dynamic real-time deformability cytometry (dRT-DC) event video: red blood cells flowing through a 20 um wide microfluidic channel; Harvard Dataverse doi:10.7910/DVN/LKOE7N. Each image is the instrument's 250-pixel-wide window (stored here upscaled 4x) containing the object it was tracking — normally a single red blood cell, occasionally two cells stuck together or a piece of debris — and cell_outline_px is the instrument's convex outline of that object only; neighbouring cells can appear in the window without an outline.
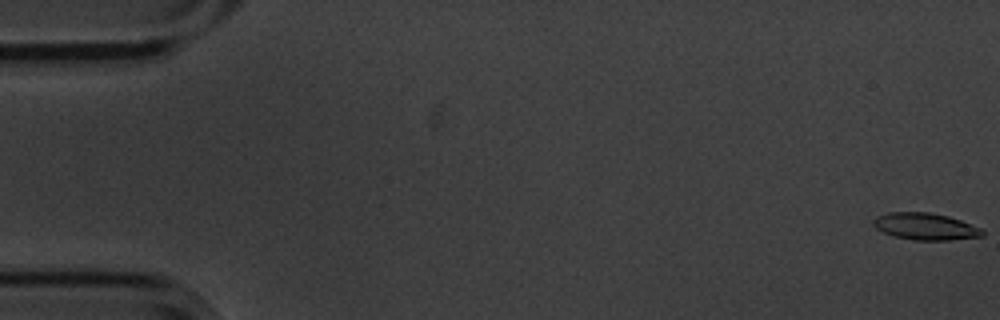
{"species": "common noctule bat (a hibernating species)", "species_latin": "Nyctalus noctula", "temperature_condition": "cold", "stored_images_in_passage": 58, "segment_of_instrument_passage": [1, 2], "camera_frame_rate_fps": 3000, "um_per_image_px": 0.085, "animal": {"sex": "male", "body_mass_g": 20.1, "forearm_length_mm": 53.5}, "frame": {"image": 1, "passage_image": 1, "time_ms": 0.0, "image_size_px": [1000, 320], "cell_outline_px": [[984, 236], [948, 240], [912, 240], [892, 236], [876, 228], [872, 224], [872, 220], [876, 216], [888, 212], [928, 212], [948, 216], [984, 228]], "centroid_in_image_um": [78.66, 19.25], "position_along_channel_um": 6.3, "area_um2": 17.28}}
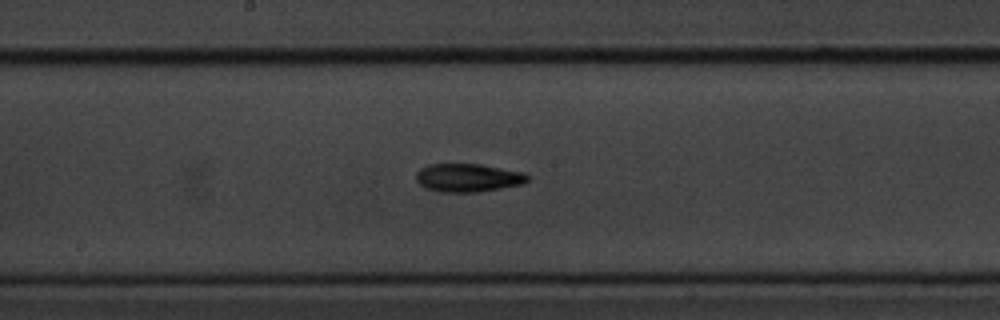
{"frame": {"image": 2, "passage_image": 30, "time_ms": 9.667, "image_size_px": [1000, 320], "cell_outline_px": [[532, 176], [524, 184], [476, 192], [440, 192], [424, 188], [416, 180], [416, 172], [420, 168], [428, 164], [480, 164], [524, 172]], "centroid_in_image_um": [39.79, 15.1], "position_along_channel_um": 208.4, "area_um2": 18.55}}
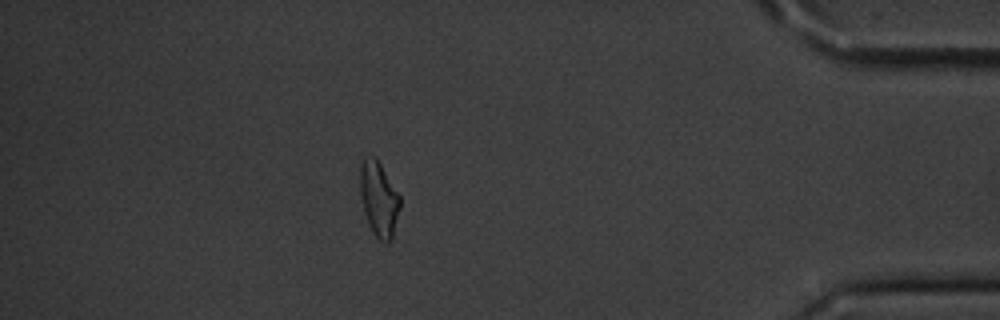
{"frame": {"image": 3, "passage_image": 50, "time_ms": 16.333, "image_size_px": [1000, 320], "cell_outline_px": [[400, 208], [392, 240], [388, 244], [380, 240], [372, 232], [368, 224], [364, 212], [360, 192], [360, 164], [364, 156], [376, 156], [400, 196]], "centroid_in_image_um": [32.2, 16.91], "position_along_channel_um": 403.0, "area_um2": 17.63}}